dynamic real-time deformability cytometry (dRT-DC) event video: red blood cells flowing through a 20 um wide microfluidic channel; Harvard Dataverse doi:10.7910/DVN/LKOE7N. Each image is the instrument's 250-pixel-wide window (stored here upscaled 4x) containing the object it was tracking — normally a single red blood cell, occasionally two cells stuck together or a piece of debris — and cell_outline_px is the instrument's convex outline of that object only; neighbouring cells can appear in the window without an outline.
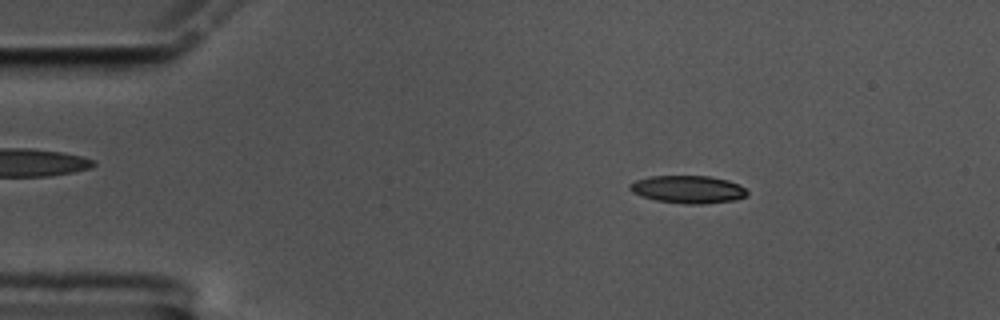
{"species": "common noctule bat (a hibernating species)", "species_latin": "Nyctalus noctula", "temperature_condition": "cold", "stored_images_in_passage": 57, "camera_frame_rate_fps": 3000, "um_per_image_px": 0.085, "animal": {"sex": "male", "body_mass_g": 17.5, "forearm_length_mm": 52.3}, "frame": {"image": 1, "passage_image": 9, "time_ms": 2.667, "image_size_px": [1000, 320], "cell_outline_px": [[748, 192], [744, 196], [736, 200], [704, 204], [684, 204], [656, 200], [640, 196], [632, 192], [628, 188], [628, 184], [636, 180], [652, 176], [708, 176], [728, 180], [740, 184]], "centroid_in_image_um": [58.46, 16.1], "position_along_channel_um": 26.5, "area_um2": 19.02}}
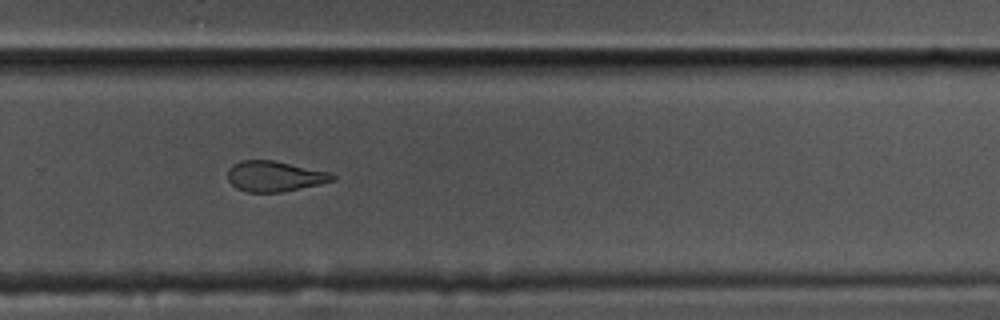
{"frame": {"image": 2, "passage_image": 38, "time_ms": 12.333, "image_size_px": [1000, 320], "cell_outline_px": [[336, 180], [320, 184], [280, 192], [244, 192], [236, 188], [228, 180], [228, 168], [232, 164], [240, 160], [272, 160], [332, 172], [336, 176]], "centroid_in_image_um": [23.34, 14.98], "position_along_channel_um": 306.5, "area_um2": 18.79}}
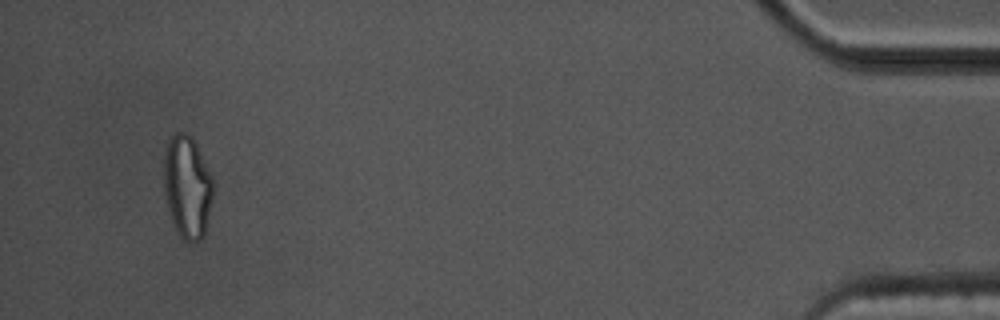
{"frame": {"image": 3, "passage_image": 54, "time_ms": 17.667, "image_size_px": [1000, 320], "cell_outline_px": [[212, 200], [204, 236], [200, 240], [192, 244], [184, 240], [176, 232], [168, 208], [164, 192], [164, 148], [168, 140], [176, 132], [184, 132], [192, 136], [212, 176]], "centroid_in_image_um": [15.9, 15.89], "position_along_channel_um": 419.3, "area_um2": 29.65}, "authors_computed_cell_mechanics": {"area_um2": 19.7098, "velocity_mm_per_s": 3.5219, "shape_relaxation_time_tau1_ms": 7.1286, "shape_relaxation_time_tau2_ms": 5.3704, "deformation_change_tau1": 0.1827, "deformation_change_tau2": 0.1498}}